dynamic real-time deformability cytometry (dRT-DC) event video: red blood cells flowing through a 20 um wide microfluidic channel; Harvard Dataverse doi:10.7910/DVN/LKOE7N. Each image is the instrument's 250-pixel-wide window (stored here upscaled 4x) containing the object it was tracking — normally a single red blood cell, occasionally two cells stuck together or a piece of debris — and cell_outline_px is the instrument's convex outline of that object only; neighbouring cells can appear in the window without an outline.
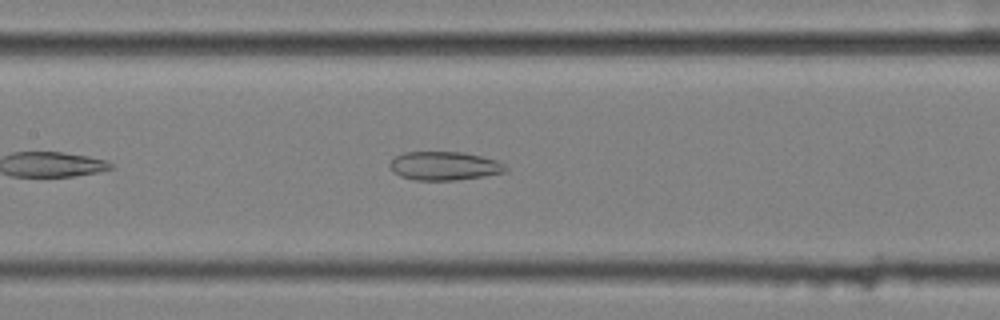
{"species": "common noctule bat (a hibernating species)", "species_latin": "Nyctalus noctula", "temperature_condition": "cold", "stored_images_in_passage": 35, "camera_frame_rate_fps": 3000, "um_per_image_px": 0.085, "animal": {"sex": "female", "body_mass_g": 25.1}, "frame": {"image": 1, "passage_image": 12, "time_ms": 3.667, "image_size_px": [1000, 320], "cell_outline_px": [[508, 168], [504, 172], [456, 180], [416, 180], [400, 176], [392, 172], [388, 164], [396, 156], [404, 152], [464, 152], [496, 160], [504, 164]], "centroid_in_image_um": [37.72, 14.1], "position_along_channel_um": 169.7, "area_um2": 19.19}}
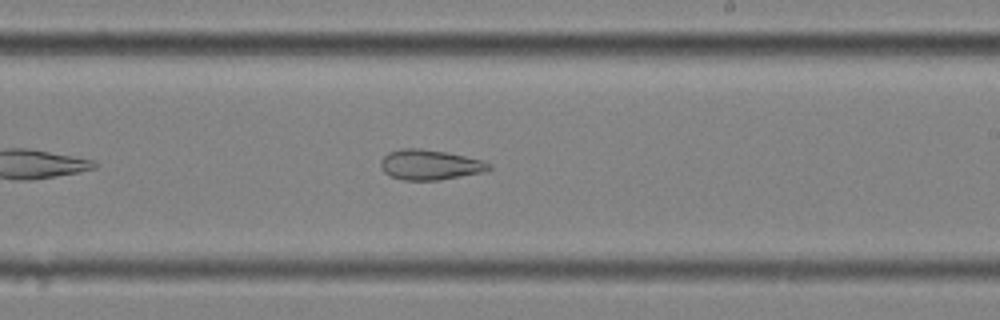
{"frame": {"image": 2, "passage_image": 19, "time_ms": 6.0, "image_size_px": [1000, 320], "cell_outline_px": [[492, 168], [484, 172], [440, 180], [404, 180], [388, 176], [384, 172], [380, 164], [380, 160], [388, 152], [400, 148], [420, 148], [444, 152], [484, 160], [492, 164]], "centroid_in_image_um": [36.54, 14.01], "position_along_channel_um": 252.5, "area_um2": 19.19}}
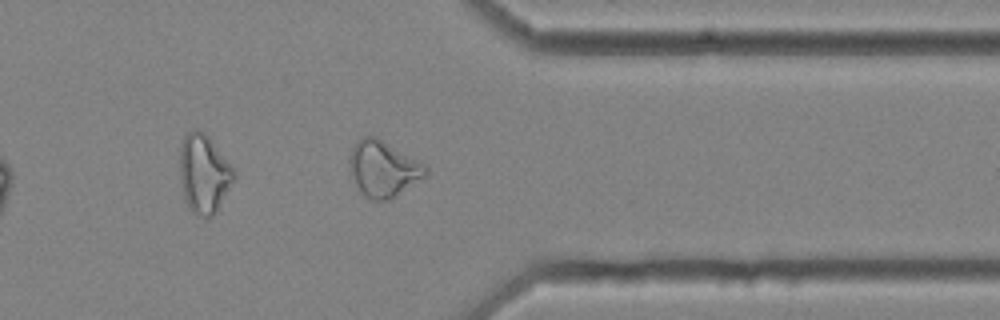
{"frame": {"image": 3, "passage_image": 30, "time_ms": 9.667, "image_size_px": [1000, 320], "cell_outline_px": [[428, 176], [388, 200], [372, 200], [364, 196], [356, 184], [348, 168], [348, 160], [352, 148], [364, 136], [376, 136], [424, 164], [428, 168]], "centroid_in_image_um": [32.58, 14.36], "position_along_channel_um": 378.8, "area_um2": 24.68}, "authors_computed_cell_mechanics": {"area_um2": 20.4034, "velocity_mm_per_s": 3.5522, "shape_relaxation_time_tau1_ms": null, "shape_relaxation_time_tau2_ms": 3.0191, "deformation_change_tau1": null, "deformation_change_tau2": 0.11}}